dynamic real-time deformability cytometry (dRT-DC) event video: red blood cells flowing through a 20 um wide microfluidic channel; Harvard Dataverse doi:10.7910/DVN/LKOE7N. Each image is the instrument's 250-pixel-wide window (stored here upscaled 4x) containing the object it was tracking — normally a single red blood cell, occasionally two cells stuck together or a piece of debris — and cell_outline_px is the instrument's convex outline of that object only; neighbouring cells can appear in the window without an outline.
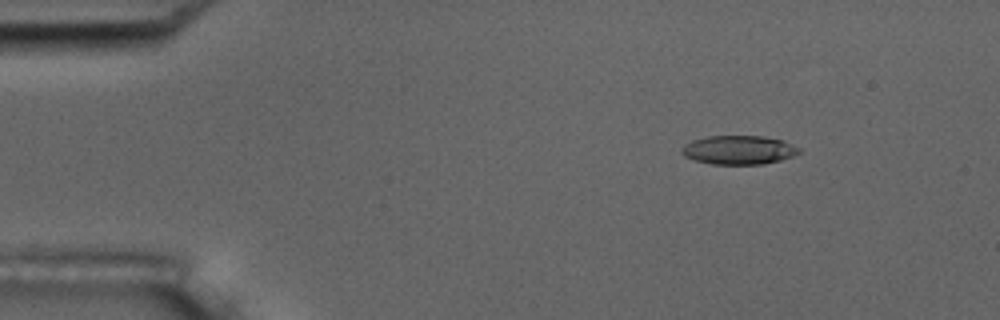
{"species": "common noctule bat (a hibernating species)", "species_latin": "Nyctalus noctula", "temperature_condition": "room temperature", "stored_images_in_passage": 15, "camera_frame_rate_fps": 3000, "um_per_image_px": 0.085, "animal": {"sex": "male", "body_mass_g": 17.5, "forearm_length_mm": 52.3}, "frame": {"image": 1, "passage_image": 3, "time_ms": 2.333, "image_size_px": [1000, 320], "cell_outline_px": [[800, 152], [792, 156], [780, 160], [764, 164], [712, 164], [696, 160], [684, 156], [680, 152], [680, 148], [684, 144], [692, 140], [708, 136], [764, 136], [784, 140], [800, 148]], "centroid_in_image_um": [62.78, 12.74], "position_along_channel_um": 22.2, "area_um2": 19.83}}
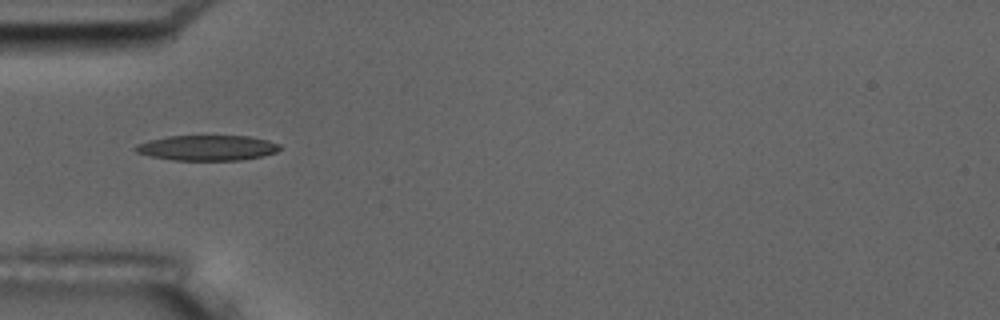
{"frame": {"image": 2, "passage_image": 5, "time_ms": 5.667, "image_size_px": [1000, 320], "cell_outline_px": [[280, 148], [276, 152], [264, 156], [240, 160], [172, 160], [152, 156], [136, 152], [132, 148], [136, 144], [148, 140], [168, 136], [252, 136], [268, 140], [280, 144]], "centroid_in_image_um": [17.62, 12.56], "position_along_channel_um": 67.4, "area_um2": 21.39}, "authors_computed_cell_mechanics": {"area_um2": 20.9236, "velocity_mm_per_s": 3.7141, "shape_relaxation_time_tau1_ms": 2.6376, "shape_relaxation_time_tau2_ms": null, "deformation_change_tau1": 0.129, "deformation_change_tau2": null}}